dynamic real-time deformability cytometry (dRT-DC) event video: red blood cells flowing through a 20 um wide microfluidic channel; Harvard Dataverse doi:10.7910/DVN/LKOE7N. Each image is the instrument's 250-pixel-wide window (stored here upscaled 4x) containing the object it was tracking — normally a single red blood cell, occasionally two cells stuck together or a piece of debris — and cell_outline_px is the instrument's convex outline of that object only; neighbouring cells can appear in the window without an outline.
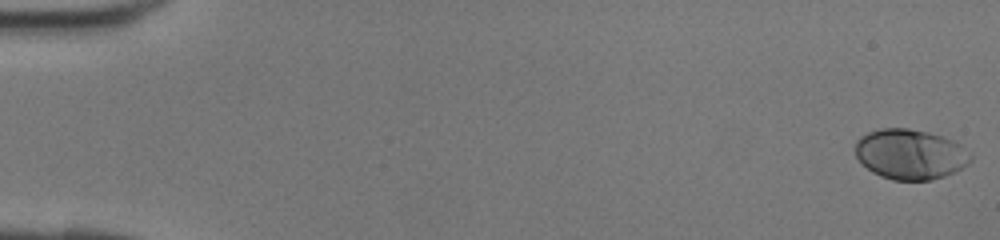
{"species": "human", "species_latin": "Homo sapiens", "temperature_condition": "room temperature", "stored_images_in_passage": 42, "camera_frame_rate_fps": 3000, "um_per_image_px": 0.085, "donor": {"sex": "female"}, "frame": {"image": 1, "passage_image": 1, "time_ms": 0.0, "image_size_px": [1000, 240], "cell_outline_px": [[972, 160], [968, 164], [956, 172], [932, 180], [892, 180], [880, 176], [872, 172], [856, 156], [856, 140], [860, 136], [868, 132], [880, 128], [908, 128], [928, 132], [952, 140], [960, 144], [972, 152]], "centroid_in_image_um": [77.4, 13.11], "position_along_channel_um": 7.6, "area_um2": 33.93}}
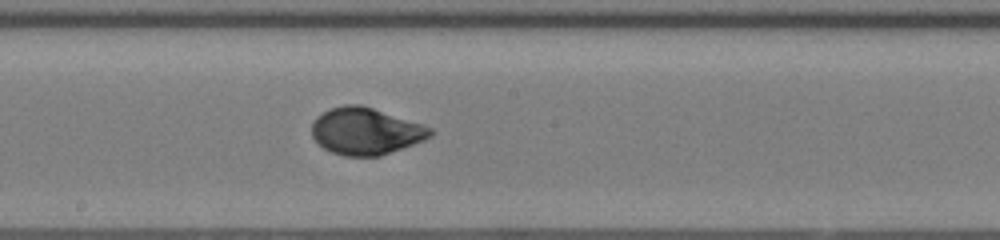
{"frame": {"image": 2, "passage_image": 24, "time_ms": 7.667, "image_size_px": [1000, 240], "cell_outline_px": [[436, 132], [432, 136], [424, 140], [380, 156], [344, 156], [332, 152], [324, 148], [312, 136], [312, 120], [316, 116], [328, 108], [344, 104], [360, 104], [432, 128]], "centroid_in_image_um": [31.05, 11.14], "position_along_channel_um": 217.1, "area_um2": 32.31}}
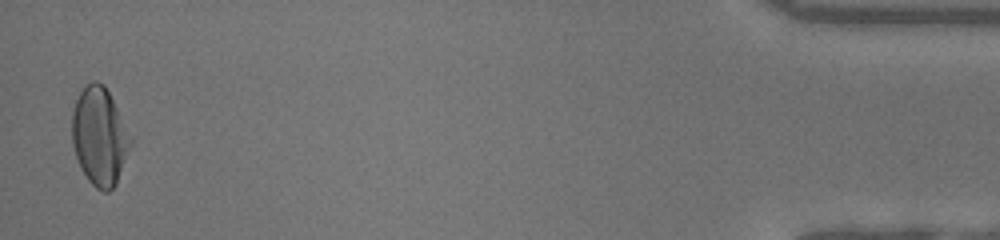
{"frame": {"image": 3, "passage_image": 42, "time_ms": 13.667, "image_size_px": [1000, 240], "cell_outline_px": [[136, 140], [116, 184], [108, 192], [104, 192], [96, 188], [88, 180], [80, 168], [72, 144], [72, 112], [76, 100], [80, 92], [92, 80], [96, 80], [104, 84], [136, 136]], "centroid_in_image_um": [8.55, 11.59], "position_along_channel_um": 426.7, "area_um2": 34.74}}